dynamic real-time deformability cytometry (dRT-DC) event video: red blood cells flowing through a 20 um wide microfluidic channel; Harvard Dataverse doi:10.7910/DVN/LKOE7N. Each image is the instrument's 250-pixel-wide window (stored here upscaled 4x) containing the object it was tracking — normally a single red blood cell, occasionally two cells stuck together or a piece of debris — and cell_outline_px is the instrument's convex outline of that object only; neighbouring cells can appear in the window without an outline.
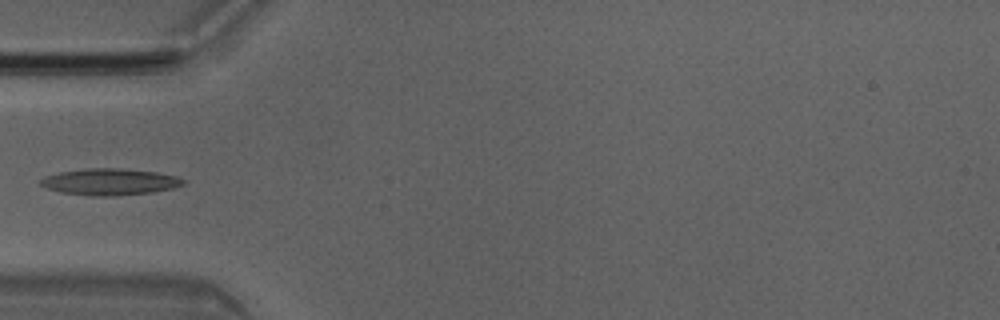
{"species": "Egyptian fruit bat (a non-hibernating species)", "species_latin": "Rousettus aegyptiacus", "temperature_condition": "room temperature", "stored_images_in_passage": 4, "camera_frame_rate_fps": 3000, "um_per_image_px": 0.085, "animal": {"sex": "male"}, "frame": {"image": 1, "passage_image": 4, "time_ms": 1.0, "image_size_px": [1000, 320], "cell_outline_px": [[188, 180], [184, 184], [172, 188], [152, 192], [112, 196], [92, 196], [60, 192], [48, 188], [40, 184], [40, 180], [44, 176], [60, 172], [84, 168], [116, 168], [156, 172], [176, 176]], "centroid_in_image_um": [9.34, 15.45], "position_along_channel_um": 75.7, "area_um2": 22.02}}